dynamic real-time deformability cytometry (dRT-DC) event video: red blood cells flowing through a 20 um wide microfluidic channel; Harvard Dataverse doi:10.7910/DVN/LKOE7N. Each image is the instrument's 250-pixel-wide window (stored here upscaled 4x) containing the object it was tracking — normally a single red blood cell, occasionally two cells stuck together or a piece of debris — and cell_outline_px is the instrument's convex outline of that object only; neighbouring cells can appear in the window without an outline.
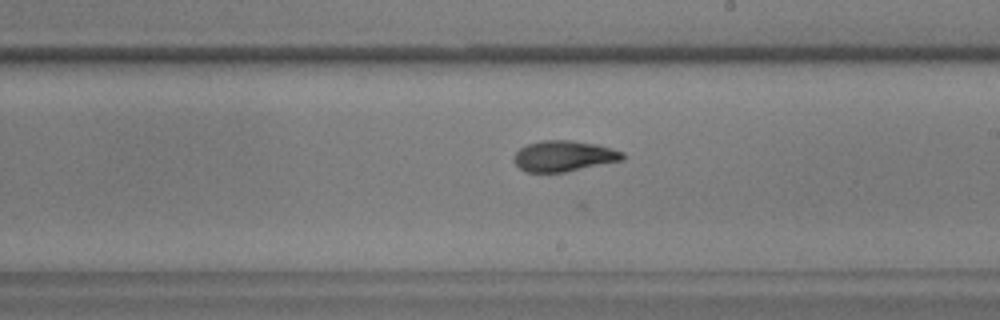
{"species": "common noctule bat (a hibernating species)", "species_latin": "Nyctalus noctula", "temperature_condition": "warm", "stored_images_in_passage": 40, "camera_frame_rate_fps": 3000, "um_per_image_px": 0.085, "animal": {"sex": "male", "body_mass_g": 17.9, "forearm_length_mm": 54.2}, "frame": {"image": 1, "passage_image": 17, "time_ms": 5.333, "image_size_px": [1000, 320], "cell_outline_px": [[624, 160], [564, 172], [524, 172], [512, 160], [512, 156], [520, 148], [528, 144], [540, 140], [572, 140], [596, 144], [612, 148], [624, 152]], "centroid_in_image_um": [47.91, 13.26], "position_along_channel_um": 241.1, "area_um2": 19.65}}
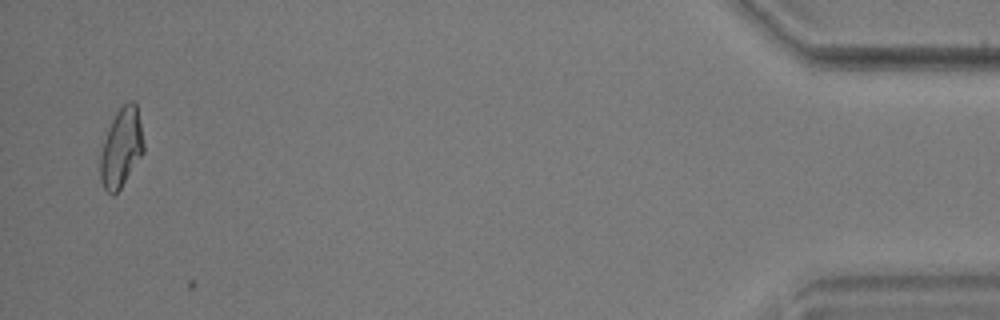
{"frame": {"image": 2, "passage_image": 39, "time_ms": 12.667, "image_size_px": [1000, 320], "cell_outline_px": [[144, 152], [120, 188], [112, 196], [104, 188], [100, 180], [100, 156], [104, 140], [108, 128], [116, 112], [128, 100], [132, 100], [136, 104], [144, 144]], "centroid_in_image_um": [10.3, 12.56], "position_along_channel_um": 424.9, "area_um2": 19.71}}